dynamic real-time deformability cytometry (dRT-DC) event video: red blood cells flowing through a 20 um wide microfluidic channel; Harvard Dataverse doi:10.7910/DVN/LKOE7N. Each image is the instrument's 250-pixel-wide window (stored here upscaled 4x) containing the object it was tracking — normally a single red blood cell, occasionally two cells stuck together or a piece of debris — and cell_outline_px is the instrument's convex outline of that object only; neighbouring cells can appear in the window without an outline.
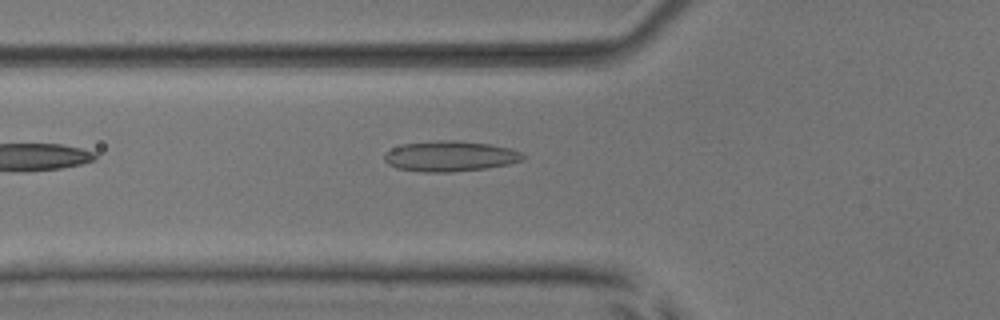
{"species": "common noctule bat (a hibernating species)", "species_latin": "Nyctalus noctula", "temperature_condition": "room temperature", "stored_images_in_passage": 6, "camera_frame_rate_fps": 3000, "um_per_image_px": 0.085, "animal": {"sex": "male", "body_mass_g": 17.9, "forearm_length_mm": 54.2}, "frame": {"image": 1, "passage_image": 6, "time_ms": 7.0, "image_size_px": [1000, 320], "cell_outline_px": [[524, 156], [520, 160], [508, 164], [484, 168], [452, 172], [424, 172], [396, 168], [388, 164], [384, 160], [384, 152], [392, 148], [404, 144], [440, 140], [456, 140], [492, 144], [512, 148], [520, 152]], "centroid_in_image_um": [38.23, 13.27], "position_along_channel_um": 87.6, "area_um2": 24.57}}